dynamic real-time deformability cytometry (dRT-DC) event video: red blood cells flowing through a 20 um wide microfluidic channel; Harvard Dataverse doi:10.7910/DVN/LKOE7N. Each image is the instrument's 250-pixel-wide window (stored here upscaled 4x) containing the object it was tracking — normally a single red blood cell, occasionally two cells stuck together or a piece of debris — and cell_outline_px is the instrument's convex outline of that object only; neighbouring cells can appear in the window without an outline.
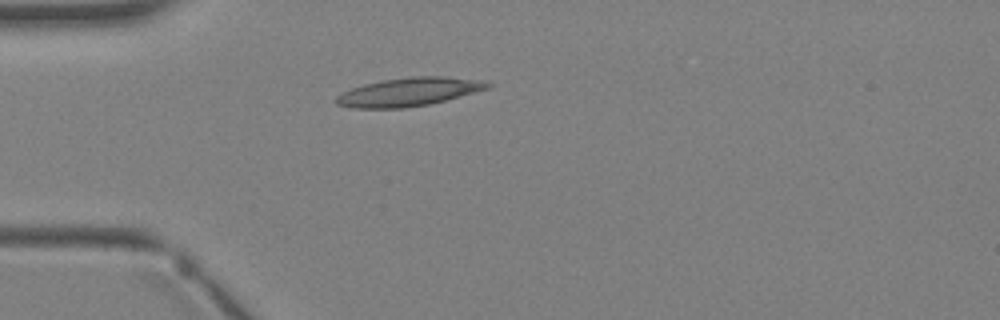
{"species": "Egyptian fruit bat (a non-hibernating species)", "species_latin": "Rousettus aegyptiacus", "temperature_condition": "warm", "stored_images_in_passage": 2, "camera_frame_rate_fps": 3000, "um_per_image_px": 0.085, "animal": {"sex": "female"}, "frame": {"image": 1, "passage_image": 2, "time_ms": 1.333, "image_size_px": [1000, 320], "cell_outline_px": [[492, 84], [488, 88], [444, 100], [428, 104], [404, 108], [352, 108], [336, 104], [336, 96], [352, 88], [364, 84], [380, 80], [412, 76], [444, 76], [480, 80]], "centroid_in_image_um": [34.71, 7.8], "position_along_channel_um": 50.3, "area_um2": 24.8}}